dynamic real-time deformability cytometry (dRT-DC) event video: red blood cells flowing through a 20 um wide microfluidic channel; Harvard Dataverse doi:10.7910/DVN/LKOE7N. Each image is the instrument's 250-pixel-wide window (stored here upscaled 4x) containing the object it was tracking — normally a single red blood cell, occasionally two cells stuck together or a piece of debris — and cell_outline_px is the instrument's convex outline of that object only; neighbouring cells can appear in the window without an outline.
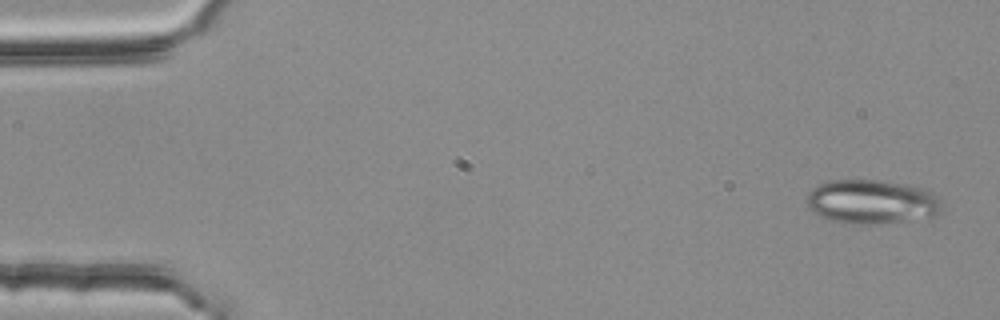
{"species": "common noctule bat (a hibernating species)", "species_latin": "Nyctalus noctula", "temperature_condition": "room temperature", "stored_images_in_passage": 4, "camera_frame_rate_fps": 3000, "um_per_image_px": 0.085, "animal": {"sex": "female", "body_mass_g": 25.1}, "frame": {"image": 1, "passage_image": 1, "time_ms": 0.0, "image_size_px": [1000, 320], "cell_outline_px": [[944, 208], [940, 212], [932, 216], [904, 220], [864, 224], [852, 224], [828, 220], [812, 212], [808, 204], [808, 192], [816, 184], [828, 180], [880, 180], [904, 184], [924, 188], [932, 192], [940, 200]], "centroid_in_image_um": [74.07, 17.13], "position_along_channel_um": 10.9, "area_um2": 34.68}}